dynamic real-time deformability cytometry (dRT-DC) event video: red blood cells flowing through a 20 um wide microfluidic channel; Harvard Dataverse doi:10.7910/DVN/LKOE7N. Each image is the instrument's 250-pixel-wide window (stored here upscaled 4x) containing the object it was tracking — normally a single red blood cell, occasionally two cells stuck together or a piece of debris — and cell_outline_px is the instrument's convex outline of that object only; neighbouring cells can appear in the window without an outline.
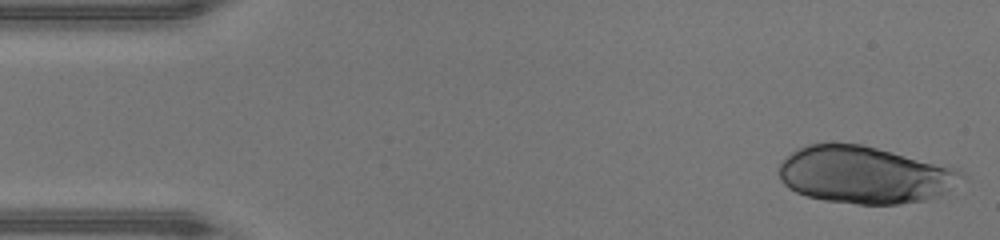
{"species": "human", "species_latin": "Homo sapiens", "temperature_condition": "warm", "stored_images_in_passage": 24, "camera_frame_rate_fps": 3000, "um_per_image_px": 0.085, "donor": {"sex": "male"}, "frame": {"image": 1, "passage_image": 1, "time_ms": 0.0, "image_size_px": [1000, 240], "cell_outline_px": [[968, 180], [936, 196], [924, 200], [900, 204], [856, 204], [824, 200], [808, 196], [796, 192], [788, 188], [780, 180], [780, 164], [796, 148], [808, 144], [864, 144], [956, 168], [964, 172], [968, 176]], "centroid_in_image_um": [73.55, 14.86], "position_along_channel_um": 11.5, "area_um2": 61.04}}